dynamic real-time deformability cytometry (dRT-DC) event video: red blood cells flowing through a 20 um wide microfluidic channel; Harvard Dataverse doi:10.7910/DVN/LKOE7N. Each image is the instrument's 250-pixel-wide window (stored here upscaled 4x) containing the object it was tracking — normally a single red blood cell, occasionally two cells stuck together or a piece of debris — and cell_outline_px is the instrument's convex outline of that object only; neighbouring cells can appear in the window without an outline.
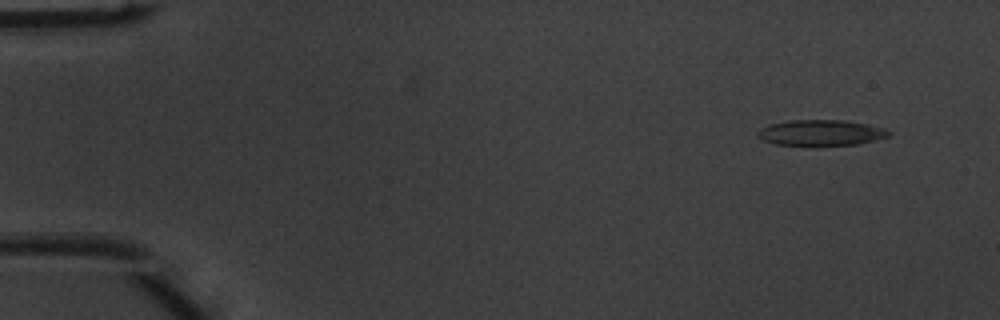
{"species": "common noctule bat (a hibernating species)", "species_latin": "Nyctalus noctula", "temperature_condition": "warm", "stored_images_in_passage": 50, "camera_frame_rate_fps": 3000, "um_per_image_px": 0.085, "animal": {"sex": "male", "body_mass_g": 20.1, "forearm_length_mm": 53.5}, "frame": {"image": 1, "passage_image": 4, "time_ms": 1.0, "image_size_px": [1000, 320], "cell_outline_px": [[892, 132], [888, 136], [856, 144], [776, 144], [764, 140], [756, 136], [756, 132], [760, 128], [772, 124], [788, 120], [844, 120], [884, 128]], "centroid_in_image_um": [69.74, 11.26], "position_along_channel_um": 15.3, "area_um2": 19.07}}
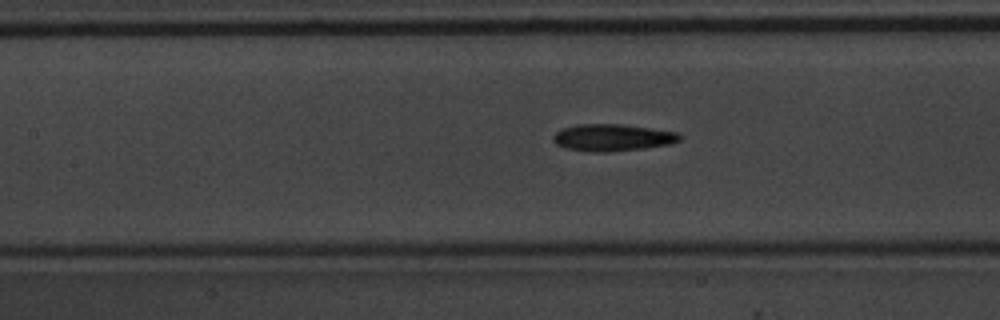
{"frame": {"image": 2, "passage_image": 23, "time_ms": 7.333, "image_size_px": [1000, 320], "cell_outline_px": [[684, 136], [680, 140], [672, 144], [644, 148], [608, 152], [592, 152], [568, 148], [556, 144], [552, 140], [552, 136], [556, 132], [564, 128], [580, 124], [620, 124], [676, 132]], "centroid_in_image_um": [52.08, 11.7], "position_along_channel_um": 155.3, "area_um2": 19.77}}
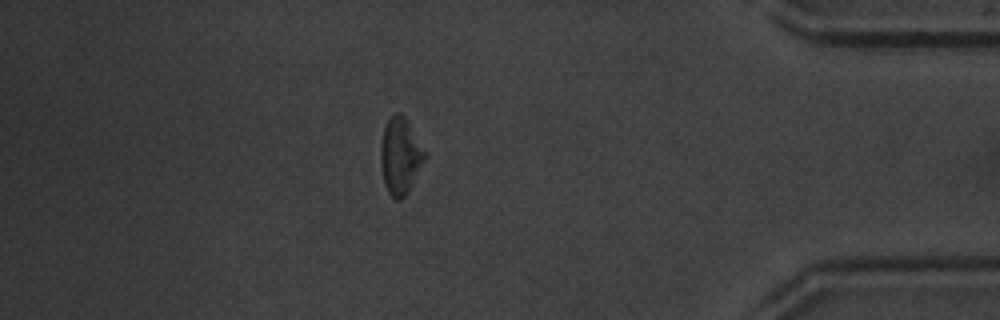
{"frame": {"image": 3, "passage_image": 44, "time_ms": 14.333, "image_size_px": [1000, 320], "cell_outline_px": [[428, 156], [408, 192], [400, 200], [396, 200], [388, 192], [384, 180], [380, 160], [380, 148], [384, 128], [388, 120], [396, 112], [400, 112], [404, 116], [428, 152]], "centroid_in_image_um": [34.07, 13.25], "position_along_channel_um": 401.1, "area_um2": 19.83}, "authors_computed_cell_mechanics": {"area_um2": 19.3052, "velocity_mm_per_s": 4.0228, "shape_relaxation_time_tau1_ms": 5.1576, "shape_relaxation_time_tau2_ms": 7.2404, "deformation_change_tau1": 0.1499, "deformation_change_tau2": 0.2088}}